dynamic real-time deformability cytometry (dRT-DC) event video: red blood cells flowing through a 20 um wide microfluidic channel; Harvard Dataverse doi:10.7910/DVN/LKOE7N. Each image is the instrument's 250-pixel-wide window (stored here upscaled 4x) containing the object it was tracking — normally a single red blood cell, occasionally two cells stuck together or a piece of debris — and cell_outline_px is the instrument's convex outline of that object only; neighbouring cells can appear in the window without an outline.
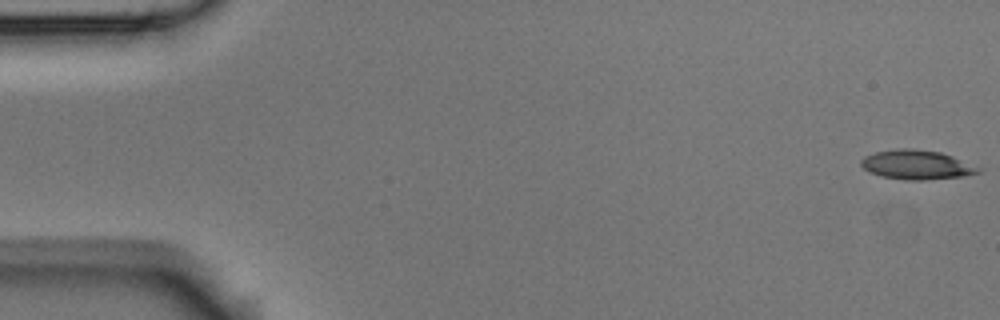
{"species": "Egyptian fruit bat (a non-hibernating species)", "species_latin": "Rousettus aegyptiacus", "temperature_condition": "room temperature", "stored_images_in_passage": 58, "camera_frame_rate_fps": 3000, "um_per_image_px": 0.085, "animal": {"sex": "male"}, "frame": {"image": 1, "passage_image": 1, "time_ms": 0.0, "image_size_px": [1000, 320], "cell_outline_px": [[980, 172], [964, 176], [924, 180], [904, 180], [884, 176], [868, 172], [860, 164], [860, 160], [864, 156], [876, 152], [896, 148], [912, 148], [940, 152], [952, 156], [980, 168]], "centroid_in_image_um": [77.88, 14.0], "position_along_channel_um": 7.1, "area_um2": 19.94}}
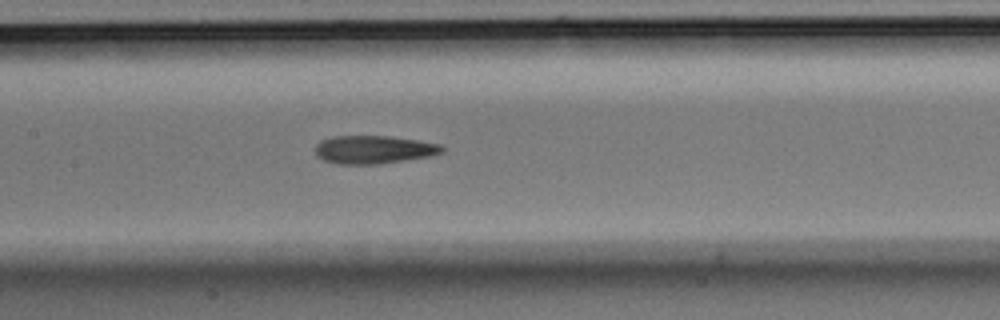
{"frame": {"image": 2, "passage_image": 27, "time_ms": 8.667, "image_size_px": [1000, 320], "cell_outline_px": [[444, 152], [428, 156], [380, 164], [336, 164], [324, 160], [316, 156], [316, 144], [320, 140], [332, 136], [392, 136], [440, 144], [444, 148]], "centroid_in_image_um": [31.74, 12.71], "position_along_channel_um": 175.7, "area_um2": 20.81}}
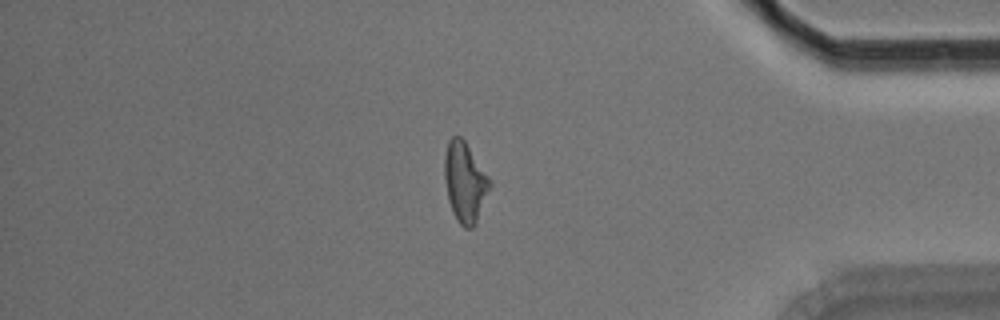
{"frame": {"image": 3, "passage_image": 48, "time_ms": 15.667, "image_size_px": [1000, 320], "cell_outline_px": [[492, 184], [476, 220], [472, 228], [464, 228], [456, 220], [452, 212], [448, 200], [444, 176], [444, 156], [448, 140], [452, 136], [460, 136], [464, 140], [488, 176]], "centroid_in_image_um": [39.49, 15.47], "position_along_channel_um": 395.7, "area_um2": 20.87}, "authors_computed_cell_mechanics": {"area_um2": 20.6346, "velocity_mm_per_s": 3.5736, "shape_relaxation_time_tau1_ms": 4.8832, "shape_relaxation_time_tau2_ms": 3.3456, "deformation_change_tau1": 0.1617, "deformation_change_tau2": 0.1397}}